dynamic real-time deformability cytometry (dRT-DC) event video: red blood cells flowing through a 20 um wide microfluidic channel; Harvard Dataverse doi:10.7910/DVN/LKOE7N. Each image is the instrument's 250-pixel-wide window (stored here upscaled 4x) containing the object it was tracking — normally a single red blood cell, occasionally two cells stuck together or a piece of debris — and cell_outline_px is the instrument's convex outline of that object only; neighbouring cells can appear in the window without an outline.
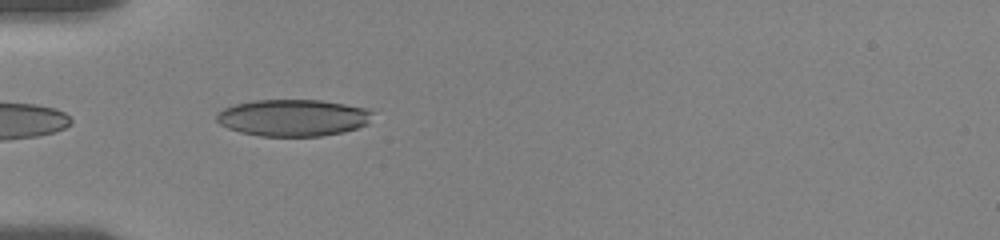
{"species": "human", "species_latin": "Homo sapiens", "temperature_condition": "room temperature", "stored_images_in_passage": 23, "camera_frame_rate_fps": 3000, "um_per_image_px": 0.085, "donor": {"sex": "female"}, "frame": {"image": 1, "passage_image": 1, "time_ms": 0.0, "image_size_px": [1000, 240], "cell_outline_px": [[372, 112], [368, 124], [344, 132], [320, 136], [260, 136], [240, 132], [228, 128], [220, 124], [216, 120], [216, 112], [232, 104], [252, 100], [320, 100], [344, 104], [364, 108]], "centroid_in_image_um": [24.85, 10.0], "position_along_channel_um": 60.1, "area_um2": 33.52}}
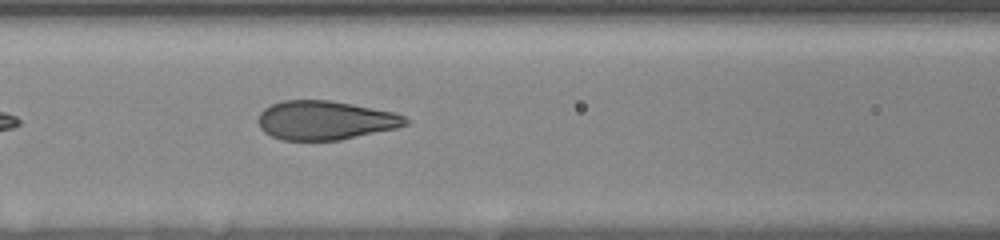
{"frame": {"image": 2, "passage_image": 10, "time_ms": 2.333, "image_size_px": [1000, 240], "cell_outline_px": [[412, 120], [408, 124], [396, 128], [340, 140], [284, 140], [272, 136], [264, 132], [260, 128], [256, 120], [260, 112], [264, 108], [280, 100], [328, 100], [352, 104], [396, 112]], "centroid_in_image_um": [27.64, 10.22], "position_along_channel_um": 139.0, "area_um2": 33.7}}
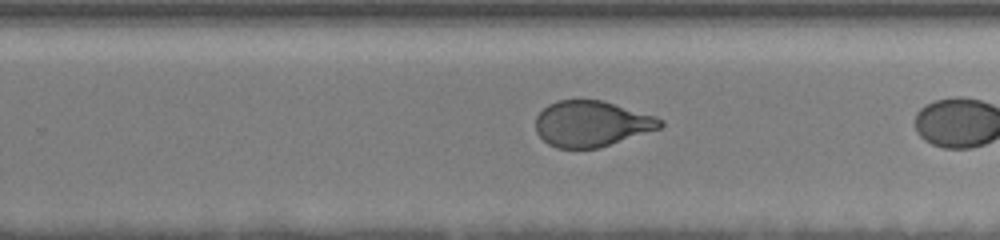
{"frame": {"image": 3, "passage_image": 22, "time_ms": 5.333, "image_size_px": [1000, 240], "cell_outline_px": [[664, 124], [660, 128], [596, 148], [556, 148], [548, 144], [536, 132], [536, 116], [548, 104], [556, 100], [600, 100], [656, 116], [664, 120]], "centroid_in_image_um": [50.26, 10.51], "position_along_channel_um": 279.5, "area_um2": 32.89}}